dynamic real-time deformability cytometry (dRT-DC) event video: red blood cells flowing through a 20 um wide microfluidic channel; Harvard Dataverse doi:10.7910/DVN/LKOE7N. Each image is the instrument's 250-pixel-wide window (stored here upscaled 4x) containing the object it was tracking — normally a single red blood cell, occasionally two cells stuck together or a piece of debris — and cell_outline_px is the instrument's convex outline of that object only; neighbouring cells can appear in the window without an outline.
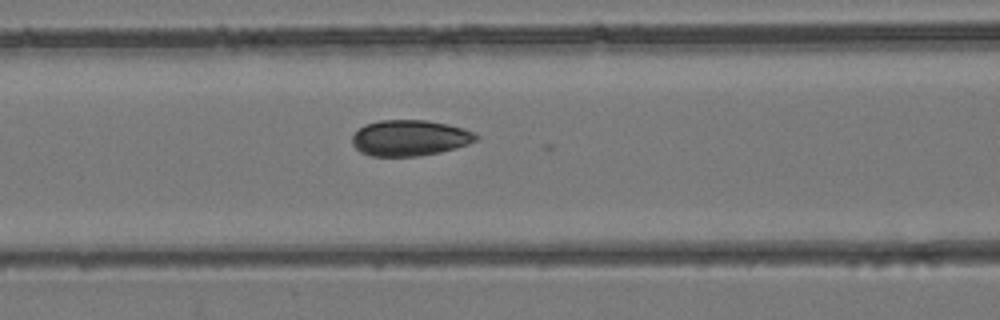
{"species": "common noctule bat (a hibernating species)", "species_latin": "Nyctalus noctula", "temperature_condition": "room temperature", "stored_images_in_passage": 3, "camera_frame_rate_fps": 3000, "um_per_image_px": 0.085, "animal": {"sex": "female", "body_mass_g": 24.6, "forearm_length_mm": 56.2}, "frame": {"image": 1, "passage_image": 3, "time_ms": 0.667, "image_size_px": [1000, 320], "cell_outline_px": [[480, 136], [476, 140], [468, 144], [440, 152], [416, 156], [372, 156], [360, 152], [352, 144], [352, 136], [364, 124], [380, 120], [424, 120], [448, 124], [464, 128]], "centroid_in_image_um": [34.82, 11.72], "position_along_channel_um": 131.8, "area_um2": 25.84}}